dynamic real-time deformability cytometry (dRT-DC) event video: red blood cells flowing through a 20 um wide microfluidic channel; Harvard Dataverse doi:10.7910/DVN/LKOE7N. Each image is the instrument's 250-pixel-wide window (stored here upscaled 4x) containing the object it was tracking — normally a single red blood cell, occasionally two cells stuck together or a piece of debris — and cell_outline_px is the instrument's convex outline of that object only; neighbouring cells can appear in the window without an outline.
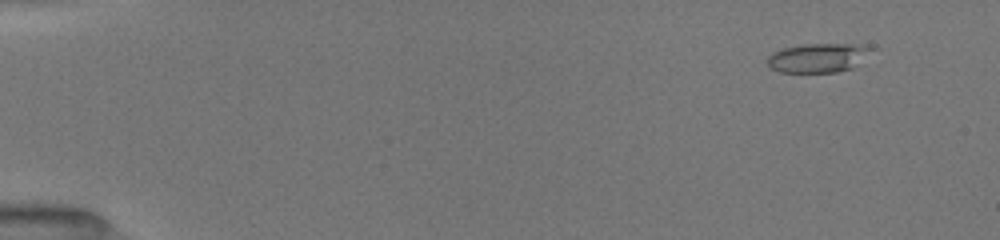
{"species": "common noctule bat (a hibernating species)", "species_latin": "Nyctalus noctula", "temperature_condition": "room temperature", "stored_images_in_passage": 52, "camera_frame_rate_fps": 3000, "um_per_image_px": 0.085, "animal": {"sex": "female", "body_mass_g": 19.5, "forearm_length_mm": 54.1}, "frame": {"image": 1, "passage_image": 5, "time_ms": 1.333, "image_size_px": [1000, 240], "cell_outline_px": [[876, 48], [852, 68], [836, 72], [780, 72], [772, 68], [768, 64], [768, 56], [772, 52], [784, 48], [804, 44], [868, 44]], "centroid_in_image_um": [69.59, 4.9], "position_along_channel_um": 15.4, "area_um2": 17.69}}
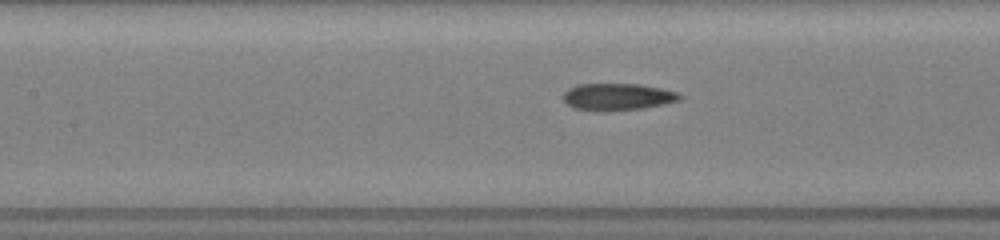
{"frame": {"image": 2, "passage_image": 25, "time_ms": 8.0, "image_size_px": [1000, 240], "cell_outline_px": [[684, 96], [680, 100], [664, 104], [640, 108], [604, 112], [600, 112], [572, 108], [564, 100], [564, 92], [568, 88], [576, 84], [640, 84], [680, 92]], "centroid_in_image_um": [52.5, 8.23], "position_along_channel_um": 154.9, "area_um2": 18.55}}
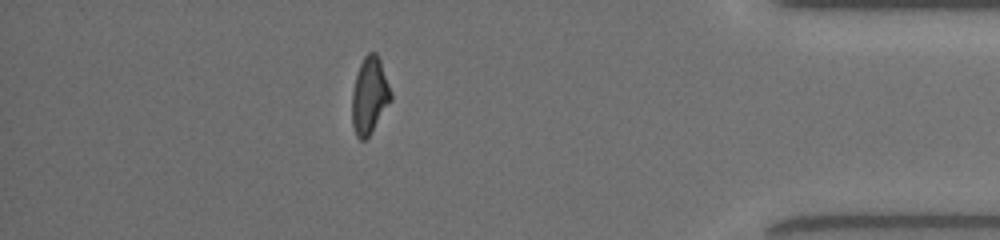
{"frame": {"image": 3, "passage_image": 46, "time_ms": 15.0, "image_size_px": [1000, 240], "cell_outline_px": [[392, 100], [368, 136], [364, 140], [360, 140], [356, 136], [352, 124], [352, 92], [356, 76], [360, 64], [364, 56], [368, 52], [376, 52], [380, 60], [392, 92]], "centroid_in_image_um": [31.41, 8.11], "position_along_channel_um": 403.8, "area_um2": 17.28}, "authors_computed_cell_mechanics": {"area_um2": 17.8602, "velocity_mm_per_s": 4.0528, "shape_relaxation_time_tau1_ms": 6.9504, "shape_relaxation_time_tau2_ms": 2.5746, "deformation_change_tau1": 0.2028, "deformation_change_tau2": 0.1125}}